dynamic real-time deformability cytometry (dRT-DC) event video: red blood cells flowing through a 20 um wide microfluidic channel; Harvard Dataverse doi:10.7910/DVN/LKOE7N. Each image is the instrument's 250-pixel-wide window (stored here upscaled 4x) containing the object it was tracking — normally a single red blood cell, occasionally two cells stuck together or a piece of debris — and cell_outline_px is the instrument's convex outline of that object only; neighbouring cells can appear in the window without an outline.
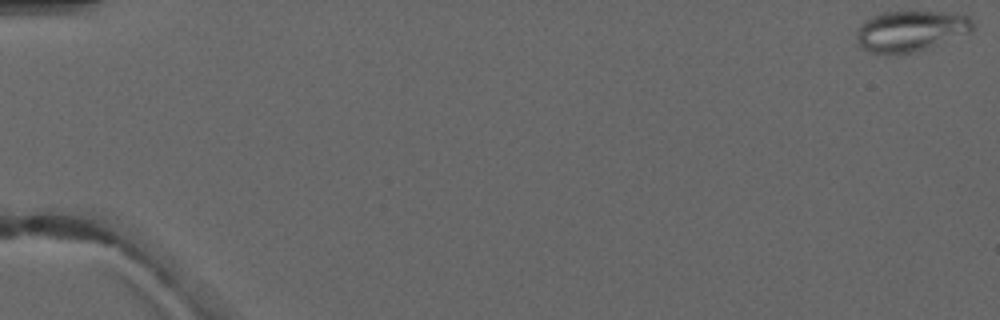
{"species": "common noctule bat (a hibernating species)", "species_latin": "Nyctalus noctula", "temperature_condition": "warm", "stored_images_in_passage": 10, "camera_frame_rate_fps": 3000, "um_per_image_px": 0.085, "animal": {"sex": "male", "forearm_length_mm": 52.5}, "frame": {"image": 1, "passage_image": 1, "time_ms": 0.0, "image_size_px": [1000, 320], "cell_outline_px": [[976, 24], [972, 32], [916, 52], [872, 52], [856, 44], [856, 28], [864, 20], [872, 16], [884, 12], [956, 12], [968, 16]], "centroid_in_image_um": [77.44, 2.6], "position_along_channel_um": 7.6, "area_um2": 27.63}}
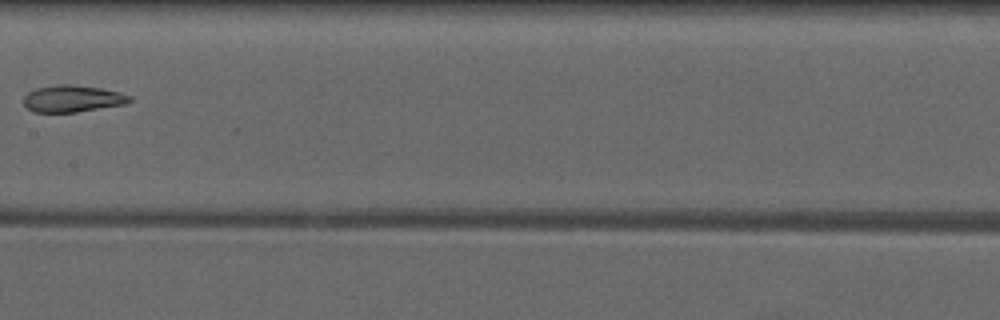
{"frame": {"image": 2, "passage_image": 9, "time_ms": 12.667, "image_size_px": [1000, 320], "cell_outline_px": [[132, 100], [128, 104], [76, 112], [32, 112], [24, 104], [24, 96], [28, 92], [36, 88], [56, 84], [72, 84], [100, 88], [120, 92], [132, 96]], "centroid_in_image_um": [6.19, 8.38], "position_along_channel_um": 201.2, "area_um2": 16.76}}
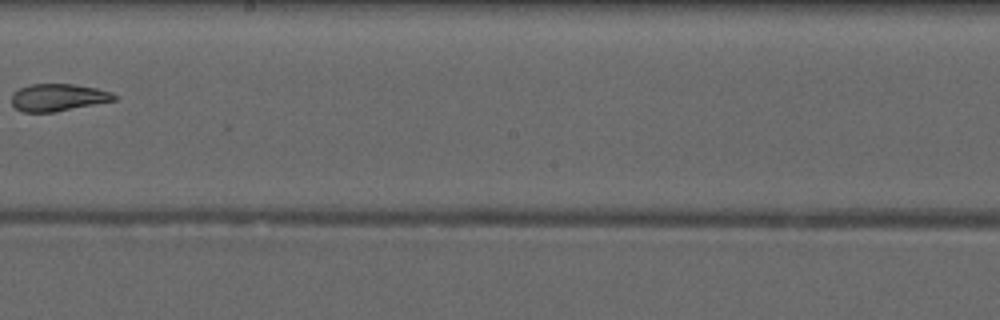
{"frame": {"image": 3, "passage_image": 10, "time_ms": 13.667, "image_size_px": [1000, 320], "cell_outline_px": [[116, 100], [52, 112], [24, 112], [16, 108], [12, 104], [12, 92], [20, 88], [32, 84], [72, 84], [96, 88], [108, 92], [116, 96]], "centroid_in_image_um": [4.89, 8.28], "position_along_channel_um": 243.3, "area_um2": 16.01}}